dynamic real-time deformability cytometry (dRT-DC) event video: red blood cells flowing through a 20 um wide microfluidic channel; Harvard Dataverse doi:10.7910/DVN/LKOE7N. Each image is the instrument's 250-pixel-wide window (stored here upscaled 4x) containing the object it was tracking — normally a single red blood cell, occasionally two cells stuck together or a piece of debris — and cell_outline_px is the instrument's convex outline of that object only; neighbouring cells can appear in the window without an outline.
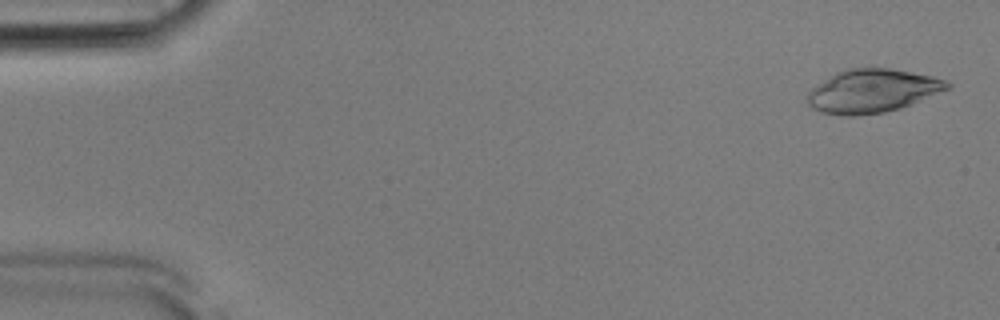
{"species": "Egyptian fruit bat (a non-hibernating species)", "species_latin": "Rousettus aegyptiacus", "temperature_condition": "room temperature", "stored_images_in_passage": 51, "camera_frame_rate_fps": 3000, "um_per_image_px": 0.085, "animal": {"sex": "male"}, "frame": {"image": 1, "passage_image": 2, "time_ms": 0.333, "image_size_px": [1000, 320], "cell_outline_px": [[952, 84], [948, 88], [900, 108], [884, 112], [856, 116], [844, 116], [820, 112], [812, 108], [808, 104], [808, 92], [812, 88], [836, 72], [844, 68], [888, 68], [932, 76], [944, 80]], "centroid_in_image_um": [74.09, 7.73], "position_along_channel_um": 10.9, "area_um2": 34.97}}